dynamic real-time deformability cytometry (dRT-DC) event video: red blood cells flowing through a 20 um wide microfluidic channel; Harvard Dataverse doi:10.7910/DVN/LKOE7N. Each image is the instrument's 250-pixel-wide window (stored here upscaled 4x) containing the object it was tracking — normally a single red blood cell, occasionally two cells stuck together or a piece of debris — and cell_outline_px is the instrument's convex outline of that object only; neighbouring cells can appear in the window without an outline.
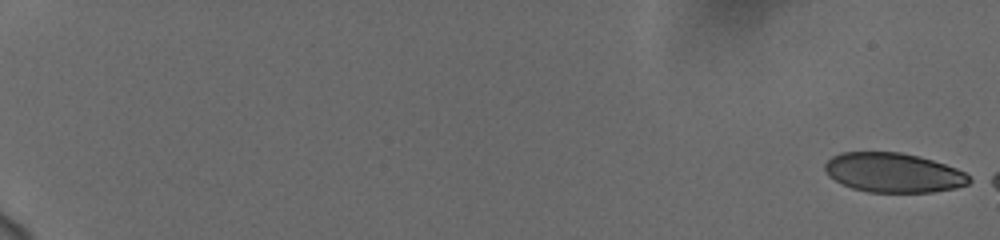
{"species": "human", "species_latin": "Homo sapiens", "temperature_condition": "cold", "stored_images_in_passage": 13, "camera_frame_rate_fps": 3000, "um_per_image_px": 0.085, "donor": {"sex": "female"}, "frame": {"image": 1, "passage_image": 1, "time_ms": 0.0, "image_size_px": [1000, 240], "cell_outline_px": [[976, 180], [968, 184], [956, 188], [932, 192], [868, 192], [852, 188], [828, 176], [824, 168], [824, 164], [832, 156], [840, 152], [900, 152], [932, 160], [956, 168], [964, 172]], "centroid_in_image_um": [75.96, 14.68], "position_along_channel_um": 9.0, "area_um2": 33.23}}